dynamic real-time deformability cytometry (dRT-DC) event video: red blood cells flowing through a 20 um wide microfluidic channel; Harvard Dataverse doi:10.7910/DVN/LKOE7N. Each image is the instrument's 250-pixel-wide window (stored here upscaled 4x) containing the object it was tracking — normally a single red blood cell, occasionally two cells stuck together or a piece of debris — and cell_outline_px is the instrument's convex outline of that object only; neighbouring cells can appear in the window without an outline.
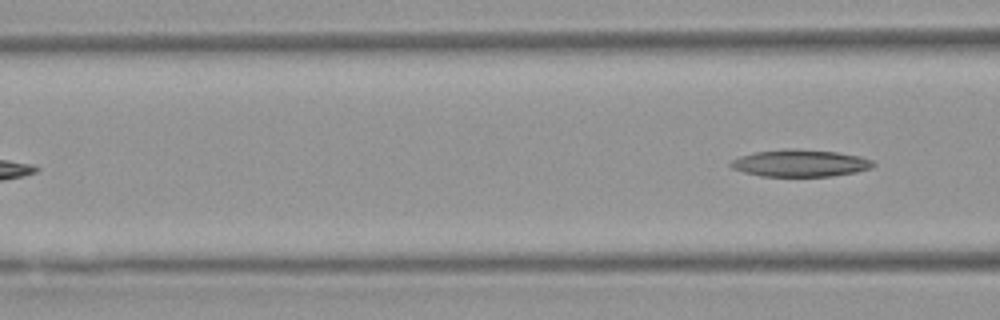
{"species": "Egyptian fruit bat (a non-hibernating species)", "species_latin": "Rousettus aegyptiacus", "temperature_condition": "warm", "stored_images_in_passage": 6, "camera_frame_rate_fps": 3000, "um_per_image_px": 0.085, "animal": {"sex": "female"}, "frame": {"image": 1, "passage_image": 6, "time_ms": 7.333, "image_size_px": [1000, 320], "cell_outline_px": [[876, 164], [872, 168], [856, 172], [832, 176], [760, 176], [744, 172], [732, 168], [728, 164], [732, 160], [740, 156], [756, 152], [784, 148], [792, 148], [836, 152], [860, 156], [872, 160]], "centroid_in_image_um": [68.02, 13.86], "position_along_channel_um": 98.6, "area_um2": 22.54}}